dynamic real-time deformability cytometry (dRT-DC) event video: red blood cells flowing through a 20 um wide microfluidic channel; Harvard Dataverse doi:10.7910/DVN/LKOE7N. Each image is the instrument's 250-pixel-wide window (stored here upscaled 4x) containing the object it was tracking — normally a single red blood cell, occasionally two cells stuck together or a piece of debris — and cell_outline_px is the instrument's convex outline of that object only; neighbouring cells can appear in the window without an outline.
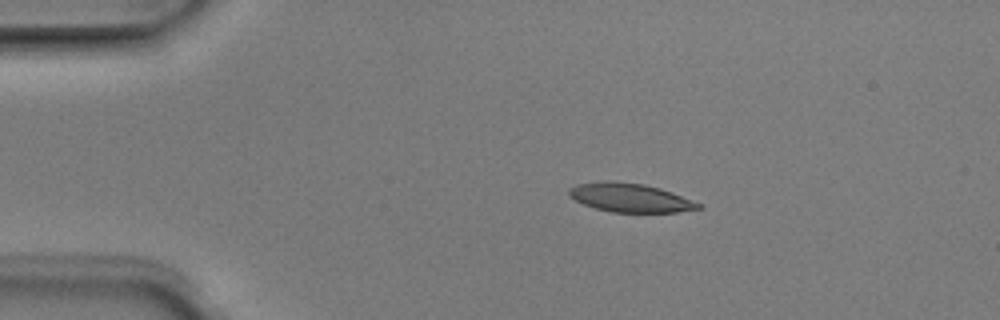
{"species": "Egyptian fruit bat (a non-hibernating species)", "species_latin": "Rousettus aegyptiacus", "temperature_condition": "room temperature", "stored_images_in_passage": 5, "camera_frame_rate_fps": 3000, "um_per_image_px": 0.085, "animal": {"sex": "male"}, "frame": {"image": 1, "passage_image": 2, "time_ms": 0.333, "image_size_px": [1000, 320], "cell_outline_px": [[704, 208], [676, 212], [612, 212], [596, 208], [584, 204], [568, 196], [568, 188], [576, 184], [604, 180], [612, 180], [644, 184], [660, 188], [672, 192], [704, 204]], "centroid_in_image_um": [53.58, 16.79], "position_along_channel_um": 31.4, "area_um2": 21.96}}
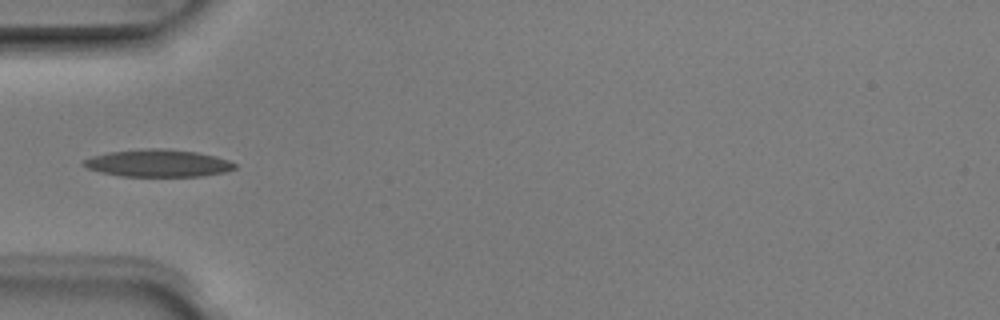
{"frame": {"image": 2, "passage_image": 4, "time_ms": 1.0, "image_size_px": [1000, 320], "cell_outline_px": [[236, 168], [224, 172], [200, 176], [120, 176], [100, 172], [88, 168], [80, 164], [84, 160], [92, 156], [108, 152], [148, 148], [164, 148], [196, 152], [216, 156], [228, 160], [236, 164]], "centroid_in_image_um": [13.42, 13.87], "position_along_channel_um": 71.6, "area_um2": 24.04}}
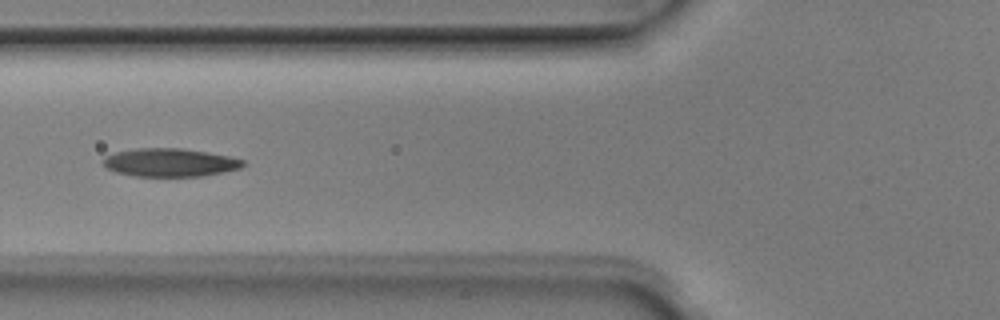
{"frame": {"image": 3, "passage_image": 5, "time_ms": 1.333, "image_size_px": [1000, 320], "cell_outline_px": [[244, 164], [240, 168], [224, 172], [204, 176], [136, 176], [116, 172], [108, 168], [104, 164], [104, 160], [108, 156], [116, 152], [136, 148], [180, 148], [208, 152], [228, 156], [244, 160]], "centroid_in_image_um": [14.48, 13.81], "position_along_channel_um": 111.3, "area_um2": 22.77}}